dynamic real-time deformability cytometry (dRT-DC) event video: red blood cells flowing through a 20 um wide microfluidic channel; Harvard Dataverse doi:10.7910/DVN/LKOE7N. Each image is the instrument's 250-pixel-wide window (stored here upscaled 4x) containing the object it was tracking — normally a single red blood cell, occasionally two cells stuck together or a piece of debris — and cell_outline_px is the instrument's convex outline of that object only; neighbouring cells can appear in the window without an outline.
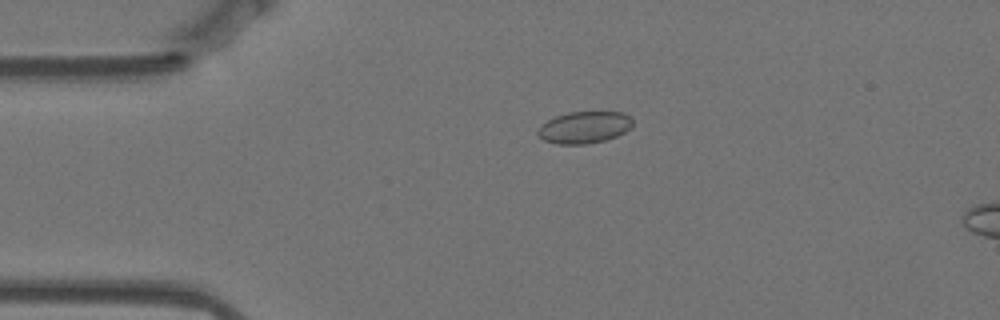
{"species": "Egyptian fruit bat (a non-hibernating species)", "species_latin": "Rousettus aegyptiacus", "temperature_condition": "warm", "stored_images_in_passage": 53, "camera_frame_rate_fps": 3000, "um_per_image_px": 0.085, "animal": {"sex": "female"}, "frame": {"image": 1, "passage_image": 13, "time_ms": 4.0, "image_size_px": [1000, 320], "cell_outline_px": [[632, 128], [616, 136], [604, 140], [584, 144], [560, 144], [544, 140], [536, 136], [536, 132], [548, 120], [556, 116], [568, 112], [624, 112], [632, 120]], "centroid_in_image_um": [49.67, 10.82], "position_along_channel_um": 35.3, "area_um2": 17.46}}
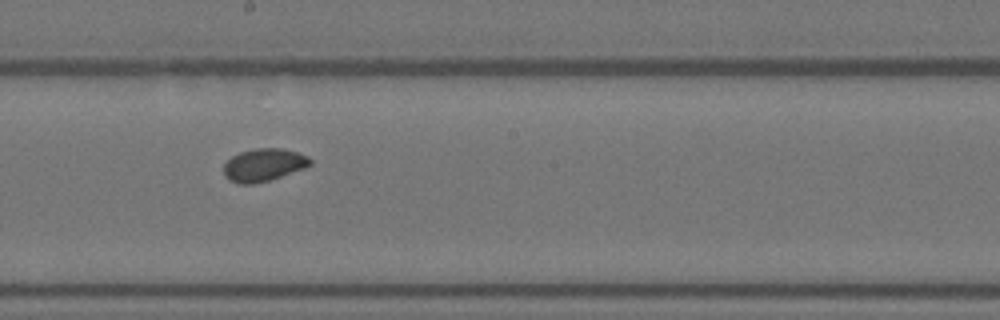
{"frame": {"image": 2, "passage_image": 32, "time_ms": 10.333, "image_size_px": [1000, 320], "cell_outline_px": [[312, 164], [304, 168], [268, 180], [252, 184], [240, 184], [228, 180], [224, 176], [224, 164], [232, 156], [240, 152], [256, 148], [280, 148], [296, 152], [308, 156], [312, 160]], "centroid_in_image_um": [22.4, 14.01], "position_along_channel_um": 225.8, "area_um2": 16.36}}
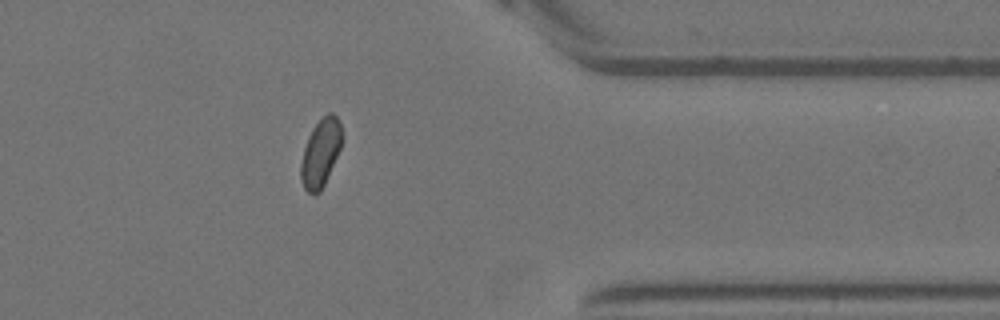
{"frame": {"image": 3, "passage_image": 47, "time_ms": 15.333, "image_size_px": [1000, 320], "cell_outline_px": [[340, 148], [324, 184], [320, 192], [308, 192], [304, 188], [300, 180], [300, 164], [304, 148], [308, 136], [312, 128], [328, 112], [332, 112], [336, 116], [340, 124]], "centroid_in_image_um": [27.21, 13.0], "position_along_channel_um": 384.2, "area_um2": 15.78}, "authors_computed_cell_mechanics": {"area_um2": 16.5886, "velocity_mm_per_s": 3.5046, "shape_relaxation_time_tau1_ms": 6.2218, "shape_relaxation_time_tau2_ms": 1.8189, "deformation_change_tau1": 0.0829, "deformation_change_tau2": 0.0394}}